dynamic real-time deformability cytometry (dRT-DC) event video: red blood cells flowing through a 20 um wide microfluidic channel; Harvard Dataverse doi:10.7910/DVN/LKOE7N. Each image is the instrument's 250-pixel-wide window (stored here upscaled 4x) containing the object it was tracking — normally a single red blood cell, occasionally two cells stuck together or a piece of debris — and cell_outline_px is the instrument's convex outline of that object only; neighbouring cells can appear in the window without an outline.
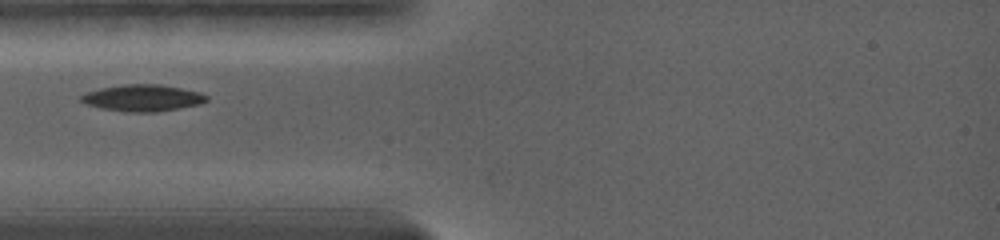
{"species": "common noctule bat (a hibernating species)", "species_latin": "Nyctalus noctula", "temperature_condition": "warm", "stored_images_in_passage": 30, "camera_frame_rate_fps": 5000, "um_per_image_px": 0.085, "animal": {"sex": "female", "body_mass_g": 19.0, "forearm_length_mm": 56.7}, "frame": {"image": 1, "passage_image": 1, "time_ms": 0.0, "image_size_px": [1000, 240], "cell_outline_px": [[208, 100], [200, 104], [156, 112], [124, 112], [100, 108], [88, 104], [80, 100], [80, 96], [88, 92], [100, 88], [124, 84], [160, 84], [200, 92], [208, 96]], "centroid_in_image_um": [12.13, 8.32], "position_along_channel_um": 72.9, "area_um2": 19.42}}
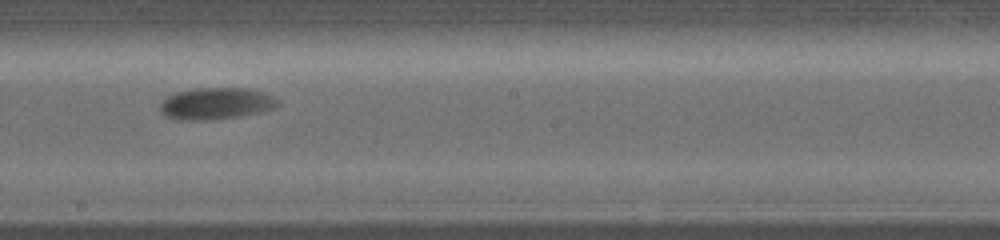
{"frame": {"image": 2, "passage_image": 12, "time_ms": 4.6, "image_size_px": [1000, 240], "cell_outline_px": [[280, 104], [276, 108], [260, 112], [240, 116], [204, 120], [176, 120], [164, 116], [160, 112], [160, 104], [168, 96], [176, 92], [196, 88], [248, 88], [264, 92], [280, 100]], "centroid_in_image_um": [18.38, 8.8], "position_along_channel_um": 229.8, "area_um2": 21.96}}
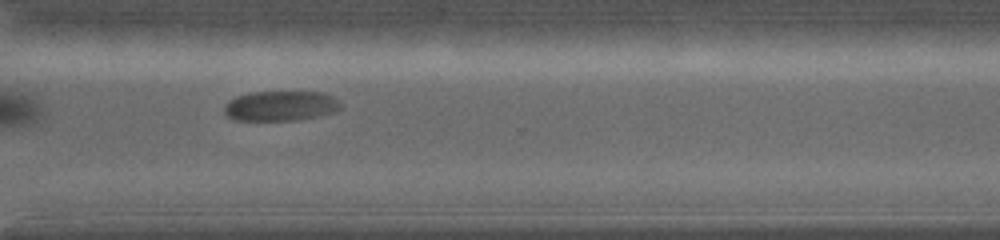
{"frame": {"image": 3, "passage_image": 20, "time_ms": 8.0, "image_size_px": [1000, 240], "cell_outline_px": [[340, 108], [336, 112], [320, 116], [296, 120], [232, 120], [224, 112], [224, 108], [228, 100], [236, 96], [252, 92], [324, 92], [332, 96], [340, 104]], "centroid_in_image_um": [23.84, 9.0], "position_along_channel_um": 346.8, "area_um2": 20.4}}